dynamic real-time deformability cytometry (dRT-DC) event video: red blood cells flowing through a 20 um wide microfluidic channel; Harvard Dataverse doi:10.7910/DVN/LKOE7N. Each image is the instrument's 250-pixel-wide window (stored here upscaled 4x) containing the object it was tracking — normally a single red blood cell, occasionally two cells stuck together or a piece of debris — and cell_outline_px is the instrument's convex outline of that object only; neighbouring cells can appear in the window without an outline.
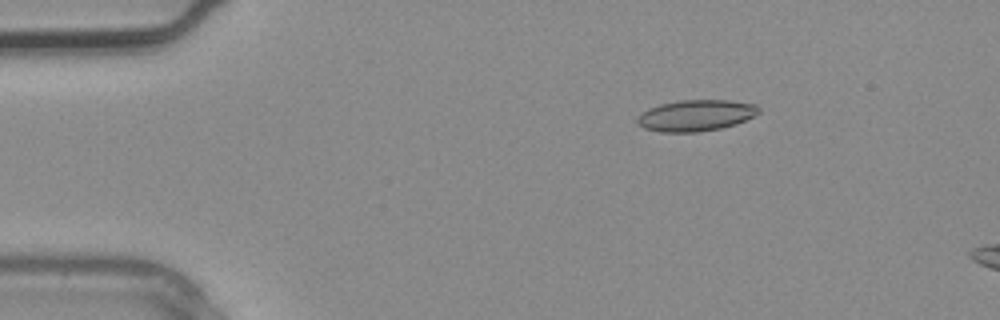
{"species": "common noctule bat (a hibernating species)", "species_latin": "Nyctalus noctula", "temperature_condition": "warm", "stored_images_in_passage": 4, "camera_frame_rate_fps": 3000, "um_per_image_px": 0.085, "animal": {"sex": "male", "body_mass_g": 20.4}, "frame": {"image": 1, "passage_image": 2, "time_ms": 0.333, "image_size_px": [1000, 320], "cell_outline_px": [[760, 112], [736, 124], [720, 128], [696, 132], [660, 132], [644, 128], [636, 120], [636, 116], [648, 108], [660, 104], [680, 100], [728, 100], [756, 104], [760, 108]], "centroid_in_image_um": [59.13, 9.8], "position_along_channel_um": 25.9, "area_um2": 22.08}}